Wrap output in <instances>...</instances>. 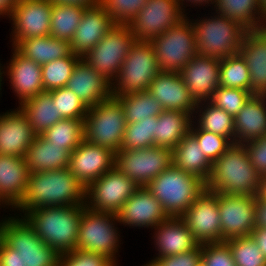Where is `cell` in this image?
Wrapping results in <instances>:
<instances>
[{
    "instance_id": "b9f144b4",
    "label": "cell",
    "mask_w": 266,
    "mask_h": 266,
    "mask_svg": "<svg viewBox=\"0 0 266 266\" xmlns=\"http://www.w3.org/2000/svg\"><path fill=\"white\" fill-rule=\"evenodd\" d=\"M157 117H150L125 127L120 150L144 149L155 146Z\"/></svg>"
},
{
    "instance_id": "816d5d0a",
    "label": "cell",
    "mask_w": 266,
    "mask_h": 266,
    "mask_svg": "<svg viewBox=\"0 0 266 266\" xmlns=\"http://www.w3.org/2000/svg\"><path fill=\"white\" fill-rule=\"evenodd\" d=\"M252 166L262 177L266 175V135L243 143Z\"/></svg>"
},
{
    "instance_id": "f907efd6",
    "label": "cell",
    "mask_w": 266,
    "mask_h": 266,
    "mask_svg": "<svg viewBox=\"0 0 266 266\" xmlns=\"http://www.w3.org/2000/svg\"><path fill=\"white\" fill-rule=\"evenodd\" d=\"M202 244L189 252L166 257H155L144 266H201Z\"/></svg>"
},
{
    "instance_id": "4316f807",
    "label": "cell",
    "mask_w": 266,
    "mask_h": 266,
    "mask_svg": "<svg viewBox=\"0 0 266 266\" xmlns=\"http://www.w3.org/2000/svg\"><path fill=\"white\" fill-rule=\"evenodd\" d=\"M154 233V244L158 250L156 257L189 252L199 245L181 217H168L154 227Z\"/></svg>"
},
{
    "instance_id": "603a6c76",
    "label": "cell",
    "mask_w": 266,
    "mask_h": 266,
    "mask_svg": "<svg viewBox=\"0 0 266 266\" xmlns=\"http://www.w3.org/2000/svg\"><path fill=\"white\" fill-rule=\"evenodd\" d=\"M1 114L0 154L24 158L37 134L19 108Z\"/></svg>"
},
{
    "instance_id": "9a60e30c",
    "label": "cell",
    "mask_w": 266,
    "mask_h": 266,
    "mask_svg": "<svg viewBox=\"0 0 266 266\" xmlns=\"http://www.w3.org/2000/svg\"><path fill=\"white\" fill-rule=\"evenodd\" d=\"M221 221L222 242L249 236L255 226L257 197L215 193Z\"/></svg>"
},
{
    "instance_id": "836d02e7",
    "label": "cell",
    "mask_w": 266,
    "mask_h": 266,
    "mask_svg": "<svg viewBox=\"0 0 266 266\" xmlns=\"http://www.w3.org/2000/svg\"><path fill=\"white\" fill-rule=\"evenodd\" d=\"M27 117L37 135L43 134L56 122L64 119L57 111L56 103H53L52 94L44 91L31 99L25 100L18 107Z\"/></svg>"
},
{
    "instance_id": "44dd1931",
    "label": "cell",
    "mask_w": 266,
    "mask_h": 266,
    "mask_svg": "<svg viewBox=\"0 0 266 266\" xmlns=\"http://www.w3.org/2000/svg\"><path fill=\"white\" fill-rule=\"evenodd\" d=\"M148 92L164 110L182 111L194 116L197 102L191 96L179 72H160L151 82Z\"/></svg>"
},
{
    "instance_id": "94428289",
    "label": "cell",
    "mask_w": 266,
    "mask_h": 266,
    "mask_svg": "<svg viewBox=\"0 0 266 266\" xmlns=\"http://www.w3.org/2000/svg\"><path fill=\"white\" fill-rule=\"evenodd\" d=\"M3 204V205H2ZM0 206H4V208L6 207V206H8L9 207V205L3 200V198L0 196Z\"/></svg>"
},
{
    "instance_id": "e0dca14e",
    "label": "cell",
    "mask_w": 266,
    "mask_h": 266,
    "mask_svg": "<svg viewBox=\"0 0 266 266\" xmlns=\"http://www.w3.org/2000/svg\"><path fill=\"white\" fill-rule=\"evenodd\" d=\"M51 0H17L11 15L12 40H25L50 35Z\"/></svg>"
},
{
    "instance_id": "d6986e66",
    "label": "cell",
    "mask_w": 266,
    "mask_h": 266,
    "mask_svg": "<svg viewBox=\"0 0 266 266\" xmlns=\"http://www.w3.org/2000/svg\"><path fill=\"white\" fill-rule=\"evenodd\" d=\"M179 73L197 103L209 101L219 87L220 59L197 54Z\"/></svg>"
},
{
    "instance_id": "5bb4252c",
    "label": "cell",
    "mask_w": 266,
    "mask_h": 266,
    "mask_svg": "<svg viewBox=\"0 0 266 266\" xmlns=\"http://www.w3.org/2000/svg\"><path fill=\"white\" fill-rule=\"evenodd\" d=\"M186 15L178 0H148L128 26L137 41L150 42L180 23Z\"/></svg>"
},
{
    "instance_id": "8fae6325",
    "label": "cell",
    "mask_w": 266,
    "mask_h": 266,
    "mask_svg": "<svg viewBox=\"0 0 266 266\" xmlns=\"http://www.w3.org/2000/svg\"><path fill=\"white\" fill-rule=\"evenodd\" d=\"M136 41L128 25H115L81 58L113 82Z\"/></svg>"
},
{
    "instance_id": "bcb514c9",
    "label": "cell",
    "mask_w": 266,
    "mask_h": 266,
    "mask_svg": "<svg viewBox=\"0 0 266 266\" xmlns=\"http://www.w3.org/2000/svg\"><path fill=\"white\" fill-rule=\"evenodd\" d=\"M190 132L196 137L203 154L212 163L233 145V143L224 136L202 130L198 126L196 127L194 121Z\"/></svg>"
},
{
    "instance_id": "2e32d148",
    "label": "cell",
    "mask_w": 266,
    "mask_h": 266,
    "mask_svg": "<svg viewBox=\"0 0 266 266\" xmlns=\"http://www.w3.org/2000/svg\"><path fill=\"white\" fill-rule=\"evenodd\" d=\"M181 218L199 244L222 242L218 198L214 192L205 189Z\"/></svg>"
},
{
    "instance_id": "4fadbf2b",
    "label": "cell",
    "mask_w": 266,
    "mask_h": 266,
    "mask_svg": "<svg viewBox=\"0 0 266 266\" xmlns=\"http://www.w3.org/2000/svg\"><path fill=\"white\" fill-rule=\"evenodd\" d=\"M139 187L114 167L86 188L85 206L116 214Z\"/></svg>"
},
{
    "instance_id": "3957f363",
    "label": "cell",
    "mask_w": 266,
    "mask_h": 266,
    "mask_svg": "<svg viewBox=\"0 0 266 266\" xmlns=\"http://www.w3.org/2000/svg\"><path fill=\"white\" fill-rule=\"evenodd\" d=\"M261 176L252 166L243 144L234 143L212 163L205 188L214 193L258 196Z\"/></svg>"
},
{
    "instance_id": "7a4b0ae2",
    "label": "cell",
    "mask_w": 266,
    "mask_h": 266,
    "mask_svg": "<svg viewBox=\"0 0 266 266\" xmlns=\"http://www.w3.org/2000/svg\"><path fill=\"white\" fill-rule=\"evenodd\" d=\"M86 188L68 168L30 173L23 199L15 207L24 216L37 208L85 205Z\"/></svg>"
},
{
    "instance_id": "7bdbcfd3",
    "label": "cell",
    "mask_w": 266,
    "mask_h": 266,
    "mask_svg": "<svg viewBox=\"0 0 266 266\" xmlns=\"http://www.w3.org/2000/svg\"><path fill=\"white\" fill-rule=\"evenodd\" d=\"M232 253L235 266H266V259L255 240L249 236L225 241Z\"/></svg>"
},
{
    "instance_id": "9f6ffc18",
    "label": "cell",
    "mask_w": 266,
    "mask_h": 266,
    "mask_svg": "<svg viewBox=\"0 0 266 266\" xmlns=\"http://www.w3.org/2000/svg\"><path fill=\"white\" fill-rule=\"evenodd\" d=\"M17 0H0V16L10 17Z\"/></svg>"
},
{
    "instance_id": "f6af8a7d",
    "label": "cell",
    "mask_w": 266,
    "mask_h": 266,
    "mask_svg": "<svg viewBox=\"0 0 266 266\" xmlns=\"http://www.w3.org/2000/svg\"><path fill=\"white\" fill-rule=\"evenodd\" d=\"M148 0H100L115 25H129Z\"/></svg>"
},
{
    "instance_id": "7c38bea8",
    "label": "cell",
    "mask_w": 266,
    "mask_h": 266,
    "mask_svg": "<svg viewBox=\"0 0 266 266\" xmlns=\"http://www.w3.org/2000/svg\"><path fill=\"white\" fill-rule=\"evenodd\" d=\"M173 165L172 149L151 146L144 149L119 150L114 167L138 186L145 187L152 179Z\"/></svg>"
},
{
    "instance_id": "f35d334b",
    "label": "cell",
    "mask_w": 266,
    "mask_h": 266,
    "mask_svg": "<svg viewBox=\"0 0 266 266\" xmlns=\"http://www.w3.org/2000/svg\"><path fill=\"white\" fill-rule=\"evenodd\" d=\"M42 135L53 145L73 152L84 140V119H61Z\"/></svg>"
},
{
    "instance_id": "9c48e42d",
    "label": "cell",
    "mask_w": 266,
    "mask_h": 266,
    "mask_svg": "<svg viewBox=\"0 0 266 266\" xmlns=\"http://www.w3.org/2000/svg\"><path fill=\"white\" fill-rule=\"evenodd\" d=\"M159 73L160 68L152 44L136 41L112 82V96L148 91Z\"/></svg>"
},
{
    "instance_id": "d4e9b609",
    "label": "cell",
    "mask_w": 266,
    "mask_h": 266,
    "mask_svg": "<svg viewBox=\"0 0 266 266\" xmlns=\"http://www.w3.org/2000/svg\"><path fill=\"white\" fill-rule=\"evenodd\" d=\"M114 26L111 17L100 4L87 7L70 41L72 53L83 57Z\"/></svg>"
},
{
    "instance_id": "7402d4cb",
    "label": "cell",
    "mask_w": 266,
    "mask_h": 266,
    "mask_svg": "<svg viewBox=\"0 0 266 266\" xmlns=\"http://www.w3.org/2000/svg\"><path fill=\"white\" fill-rule=\"evenodd\" d=\"M66 87L88 108L112 97V82L82 58L76 63Z\"/></svg>"
},
{
    "instance_id": "d6a6232c",
    "label": "cell",
    "mask_w": 266,
    "mask_h": 266,
    "mask_svg": "<svg viewBox=\"0 0 266 266\" xmlns=\"http://www.w3.org/2000/svg\"><path fill=\"white\" fill-rule=\"evenodd\" d=\"M193 119L182 111L163 110L157 117L155 146L173 149L190 132Z\"/></svg>"
},
{
    "instance_id": "83f0119b",
    "label": "cell",
    "mask_w": 266,
    "mask_h": 266,
    "mask_svg": "<svg viewBox=\"0 0 266 266\" xmlns=\"http://www.w3.org/2000/svg\"><path fill=\"white\" fill-rule=\"evenodd\" d=\"M30 172L24 158L0 154V196L15 208L23 199Z\"/></svg>"
},
{
    "instance_id": "7dc6e473",
    "label": "cell",
    "mask_w": 266,
    "mask_h": 266,
    "mask_svg": "<svg viewBox=\"0 0 266 266\" xmlns=\"http://www.w3.org/2000/svg\"><path fill=\"white\" fill-rule=\"evenodd\" d=\"M252 95L251 91L219 86L209 101L235 117Z\"/></svg>"
},
{
    "instance_id": "8992f818",
    "label": "cell",
    "mask_w": 266,
    "mask_h": 266,
    "mask_svg": "<svg viewBox=\"0 0 266 266\" xmlns=\"http://www.w3.org/2000/svg\"><path fill=\"white\" fill-rule=\"evenodd\" d=\"M215 14L218 15L191 20L197 54L219 59L238 54L247 29L233 19Z\"/></svg>"
},
{
    "instance_id": "f5cc1de1",
    "label": "cell",
    "mask_w": 266,
    "mask_h": 266,
    "mask_svg": "<svg viewBox=\"0 0 266 266\" xmlns=\"http://www.w3.org/2000/svg\"><path fill=\"white\" fill-rule=\"evenodd\" d=\"M255 226L266 228V199L257 196Z\"/></svg>"
},
{
    "instance_id": "cb8c5ba5",
    "label": "cell",
    "mask_w": 266,
    "mask_h": 266,
    "mask_svg": "<svg viewBox=\"0 0 266 266\" xmlns=\"http://www.w3.org/2000/svg\"><path fill=\"white\" fill-rule=\"evenodd\" d=\"M12 56L6 67L10 85L13 92L20 100L19 104L44 92L41 65L20 54L14 47Z\"/></svg>"
},
{
    "instance_id": "d590c367",
    "label": "cell",
    "mask_w": 266,
    "mask_h": 266,
    "mask_svg": "<svg viewBox=\"0 0 266 266\" xmlns=\"http://www.w3.org/2000/svg\"><path fill=\"white\" fill-rule=\"evenodd\" d=\"M214 8L216 13L239 22L247 30L266 27L260 18L257 0H216Z\"/></svg>"
},
{
    "instance_id": "4dcf8cb0",
    "label": "cell",
    "mask_w": 266,
    "mask_h": 266,
    "mask_svg": "<svg viewBox=\"0 0 266 266\" xmlns=\"http://www.w3.org/2000/svg\"><path fill=\"white\" fill-rule=\"evenodd\" d=\"M173 166L200 178L209 179L212 162L203 154L196 137L189 132L172 149Z\"/></svg>"
},
{
    "instance_id": "ffe728a7",
    "label": "cell",
    "mask_w": 266,
    "mask_h": 266,
    "mask_svg": "<svg viewBox=\"0 0 266 266\" xmlns=\"http://www.w3.org/2000/svg\"><path fill=\"white\" fill-rule=\"evenodd\" d=\"M119 224L153 230L168 218L161 203L146 188L139 187L116 213Z\"/></svg>"
},
{
    "instance_id": "ee69618b",
    "label": "cell",
    "mask_w": 266,
    "mask_h": 266,
    "mask_svg": "<svg viewBox=\"0 0 266 266\" xmlns=\"http://www.w3.org/2000/svg\"><path fill=\"white\" fill-rule=\"evenodd\" d=\"M52 94L53 103H56L58 113L64 119H84L88 107L83 101L67 87L49 91Z\"/></svg>"
},
{
    "instance_id": "e575fe53",
    "label": "cell",
    "mask_w": 266,
    "mask_h": 266,
    "mask_svg": "<svg viewBox=\"0 0 266 266\" xmlns=\"http://www.w3.org/2000/svg\"><path fill=\"white\" fill-rule=\"evenodd\" d=\"M195 114H199L195 120L197 122L194 121L196 126L202 130L224 136L234 144V117L210 101L198 102Z\"/></svg>"
},
{
    "instance_id": "74e56055",
    "label": "cell",
    "mask_w": 266,
    "mask_h": 266,
    "mask_svg": "<svg viewBox=\"0 0 266 266\" xmlns=\"http://www.w3.org/2000/svg\"><path fill=\"white\" fill-rule=\"evenodd\" d=\"M86 8L83 5L53 2L50 35L70 42Z\"/></svg>"
},
{
    "instance_id": "5b68a950",
    "label": "cell",
    "mask_w": 266,
    "mask_h": 266,
    "mask_svg": "<svg viewBox=\"0 0 266 266\" xmlns=\"http://www.w3.org/2000/svg\"><path fill=\"white\" fill-rule=\"evenodd\" d=\"M161 203L168 217H181L206 189L198 177L171 166L145 186Z\"/></svg>"
},
{
    "instance_id": "1f68e13d",
    "label": "cell",
    "mask_w": 266,
    "mask_h": 266,
    "mask_svg": "<svg viewBox=\"0 0 266 266\" xmlns=\"http://www.w3.org/2000/svg\"><path fill=\"white\" fill-rule=\"evenodd\" d=\"M12 45L20 54L41 66L59 58L68 57L72 53L69 41L57 39L51 35L12 40Z\"/></svg>"
},
{
    "instance_id": "c3c4849f",
    "label": "cell",
    "mask_w": 266,
    "mask_h": 266,
    "mask_svg": "<svg viewBox=\"0 0 266 266\" xmlns=\"http://www.w3.org/2000/svg\"><path fill=\"white\" fill-rule=\"evenodd\" d=\"M59 266H118L107 256L75 249L60 255Z\"/></svg>"
},
{
    "instance_id": "8d00e7d4",
    "label": "cell",
    "mask_w": 266,
    "mask_h": 266,
    "mask_svg": "<svg viewBox=\"0 0 266 266\" xmlns=\"http://www.w3.org/2000/svg\"><path fill=\"white\" fill-rule=\"evenodd\" d=\"M112 97H115L123 106L127 124L150 117H158L164 110L156 98L148 91Z\"/></svg>"
},
{
    "instance_id": "6f0895ef",
    "label": "cell",
    "mask_w": 266,
    "mask_h": 266,
    "mask_svg": "<svg viewBox=\"0 0 266 266\" xmlns=\"http://www.w3.org/2000/svg\"><path fill=\"white\" fill-rule=\"evenodd\" d=\"M179 1V3H180V6H181V8H182V6L184 7V8H182V10H183V12L185 13V6H184V2H191V4H194V5H197L198 4V6H202V5H206V4H213V5H215V2H216V0H178Z\"/></svg>"
},
{
    "instance_id": "680465c9",
    "label": "cell",
    "mask_w": 266,
    "mask_h": 266,
    "mask_svg": "<svg viewBox=\"0 0 266 266\" xmlns=\"http://www.w3.org/2000/svg\"><path fill=\"white\" fill-rule=\"evenodd\" d=\"M261 20L266 24V0H257Z\"/></svg>"
},
{
    "instance_id": "6da1fadb",
    "label": "cell",
    "mask_w": 266,
    "mask_h": 266,
    "mask_svg": "<svg viewBox=\"0 0 266 266\" xmlns=\"http://www.w3.org/2000/svg\"><path fill=\"white\" fill-rule=\"evenodd\" d=\"M60 254L45 244L24 217L0 221V266H59Z\"/></svg>"
},
{
    "instance_id": "30bf717a",
    "label": "cell",
    "mask_w": 266,
    "mask_h": 266,
    "mask_svg": "<svg viewBox=\"0 0 266 266\" xmlns=\"http://www.w3.org/2000/svg\"><path fill=\"white\" fill-rule=\"evenodd\" d=\"M160 72H180L197 55L195 32L189 17L150 41Z\"/></svg>"
},
{
    "instance_id": "ba28073f",
    "label": "cell",
    "mask_w": 266,
    "mask_h": 266,
    "mask_svg": "<svg viewBox=\"0 0 266 266\" xmlns=\"http://www.w3.org/2000/svg\"><path fill=\"white\" fill-rule=\"evenodd\" d=\"M117 222L115 213L94 211L82 205L76 249L105 255L117 265L121 237L115 227Z\"/></svg>"
},
{
    "instance_id": "ab89813d",
    "label": "cell",
    "mask_w": 266,
    "mask_h": 266,
    "mask_svg": "<svg viewBox=\"0 0 266 266\" xmlns=\"http://www.w3.org/2000/svg\"><path fill=\"white\" fill-rule=\"evenodd\" d=\"M219 86L250 91V72L239 53L220 59Z\"/></svg>"
},
{
    "instance_id": "f546056e",
    "label": "cell",
    "mask_w": 266,
    "mask_h": 266,
    "mask_svg": "<svg viewBox=\"0 0 266 266\" xmlns=\"http://www.w3.org/2000/svg\"><path fill=\"white\" fill-rule=\"evenodd\" d=\"M71 152L53 145L42 134L37 135L27 149L24 159L30 173L68 168Z\"/></svg>"
},
{
    "instance_id": "681fc988",
    "label": "cell",
    "mask_w": 266,
    "mask_h": 266,
    "mask_svg": "<svg viewBox=\"0 0 266 266\" xmlns=\"http://www.w3.org/2000/svg\"><path fill=\"white\" fill-rule=\"evenodd\" d=\"M201 266H235L229 246L225 242L202 244Z\"/></svg>"
},
{
    "instance_id": "91938a15",
    "label": "cell",
    "mask_w": 266,
    "mask_h": 266,
    "mask_svg": "<svg viewBox=\"0 0 266 266\" xmlns=\"http://www.w3.org/2000/svg\"><path fill=\"white\" fill-rule=\"evenodd\" d=\"M260 199L266 198V175L261 177L260 189L258 193Z\"/></svg>"
},
{
    "instance_id": "f1b7e54d",
    "label": "cell",
    "mask_w": 266,
    "mask_h": 266,
    "mask_svg": "<svg viewBox=\"0 0 266 266\" xmlns=\"http://www.w3.org/2000/svg\"><path fill=\"white\" fill-rule=\"evenodd\" d=\"M266 135V95H252L234 117V143Z\"/></svg>"
},
{
    "instance_id": "ac0fdd59",
    "label": "cell",
    "mask_w": 266,
    "mask_h": 266,
    "mask_svg": "<svg viewBox=\"0 0 266 266\" xmlns=\"http://www.w3.org/2000/svg\"><path fill=\"white\" fill-rule=\"evenodd\" d=\"M115 153L85 139L70 154L69 171L87 188L107 171L114 168Z\"/></svg>"
},
{
    "instance_id": "6125c7cd",
    "label": "cell",
    "mask_w": 266,
    "mask_h": 266,
    "mask_svg": "<svg viewBox=\"0 0 266 266\" xmlns=\"http://www.w3.org/2000/svg\"><path fill=\"white\" fill-rule=\"evenodd\" d=\"M3 72H4V69H3V71L0 70V92H1V90H2V89H1L2 81H3L2 79L4 78V77H2V75H4Z\"/></svg>"
},
{
    "instance_id": "277c9868",
    "label": "cell",
    "mask_w": 266,
    "mask_h": 266,
    "mask_svg": "<svg viewBox=\"0 0 266 266\" xmlns=\"http://www.w3.org/2000/svg\"><path fill=\"white\" fill-rule=\"evenodd\" d=\"M81 213L82 206H52L34 209L21 217L61 255L76 249Z\"/></svg>"
},
{
    "instance_id": "db71d44e",
    "label": "cell",
    "mask_w": 266,
    "mask_h": 266,
    "mask_svg": "<svg viewBox=\"0 0 266 266\" xmlns=\"http://www.w3.org/2000/svg\"><path fill=\"white\" fill-rule=\"evenodd\" d=\"M250 236L255 240L266 259V228L255 227Z\"/></svg>"
},
{
    "instance_id": "52a82bcc",
    "label": "cell",
    "mask_w": 266,
    "mask_h": 266,
    "mask_svg": "<svg viewBox=\"0 0 266 266\" xmlns=\"http://www.w3.org/2000/svg\"><path fill=\"white\" fill-rule=\"evenodd\" d=\"M126 125L123 106L111 97L88 109L84 118V139L116 154L121 149Z\"/></svg>"
},
{
    "instance_id": "484cf974",
    "label": "cell",
    "mask_w": 266,
    "mask_h": 266,
    "mask_svg": "<svg viewBox=\"0 0 266 266\" xmlns=\"http://www.w3.org/2000/svg\"><path fill=\"white\" fill-rule=\"evenodd\" d=\"M250 72V91L266 95V27L247 30L238 52Z\"/></svg>"
},
{
    "instance_id": "11a10c76",
    "label": "cell",
    "mask_w": 266,
    "mask_h": 266,
    "mask_svg": "<svg viewBox=\"0 0 266 266\" xmlns=\"http://www.w3.org/2000/svg\"><path fill=\"white\" fill-rule=\"evenodd\" d=\"M52 2L71 4V5H83L85 7H91L100 4V0H51Z\"/></svg>"
},
{
    "instance_id": "60d3db41",
    "label": "cell",
    "mask_w": 266,
    "mask_h": 266,
    "mask_svg": "<svg viewBox=\"0 0 266 266\" xmlns=\"http://www.w3.org/2000/svg\"><path fill=\"white\" fill-rule=\"evenodd\" d=\"M80 58V56L71 53L68 57H62L43 64L41 69L44 91L66 87Z\"/></svg>"
}]
</instances>
